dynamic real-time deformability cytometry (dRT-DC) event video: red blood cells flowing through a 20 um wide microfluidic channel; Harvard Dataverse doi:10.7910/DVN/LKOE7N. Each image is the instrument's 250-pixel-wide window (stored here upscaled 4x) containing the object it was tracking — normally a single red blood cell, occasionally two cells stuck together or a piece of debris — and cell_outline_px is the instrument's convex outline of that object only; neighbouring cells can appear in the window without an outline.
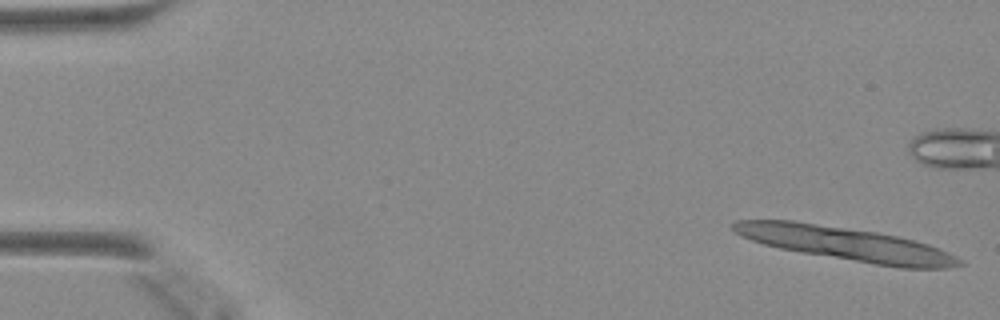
{"species": "Egyptian fruit bat (a non-hibernating species)", "species_latin": "Rousettus aegyptiacus", "temperature_condition": "warm", "stored_images_in_passage": 12, "camera_frame_rate_fps": 3000, "um_per_image_px": 0.085, "animal": {"sex": "female"}, "frame": {"image": 1, "passage_image": 1, "time_ms": 0.0, "image_size_px": [1000, 320], "cell_outline_px": [[964, 264], [948, 268], [900, 268], [780, 248], [764, 244], [752, 240], [736, 232], [732, 228], [732, 224], [736, 220], [792, 220], [876, 232], [896, 236], [928, 244], [948, 252], [964, 260]], "centroid_in_image_um": [71.96, 20.72], "position_along_channel_um": 13.0, "area_um2": 43.41}}